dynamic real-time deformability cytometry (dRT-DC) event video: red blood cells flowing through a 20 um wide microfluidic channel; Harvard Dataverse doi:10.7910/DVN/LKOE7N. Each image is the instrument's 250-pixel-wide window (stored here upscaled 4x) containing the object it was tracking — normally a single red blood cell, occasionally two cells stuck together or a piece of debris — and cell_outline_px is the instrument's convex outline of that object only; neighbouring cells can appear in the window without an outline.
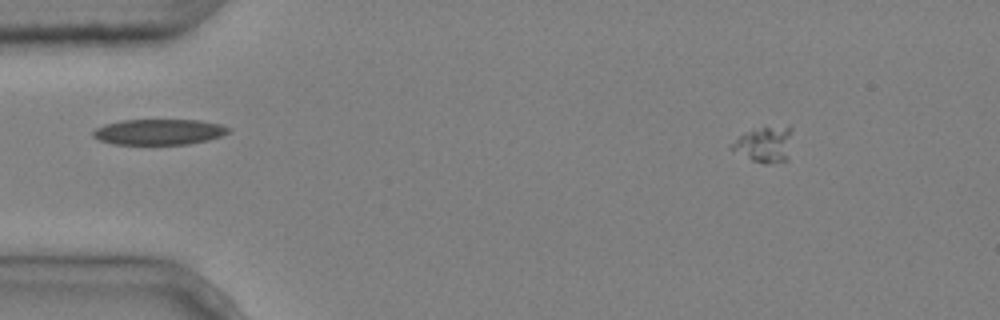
{"species": "common noctule bat (a hibernating species)", "species_latin": "Nyctalus noctula", "temperature_condition": "cold", "stored_images_in_passage": 3, "camera_frame_rate_fps": 3000, "um_per_image_px": 0.085, "animal": {"sex": "male", "body_mass_g": 20.4}, "frame": {"image": 1, "passage_image": 1, "time_ms": 0.0, "image_size_px": [1000, 320], "cell_outline_px": [[792, 128], [788, 160], [768, 164], [764, 164], [752, 160], [728, 148], [740, 136], [764, 124]], "centroid_in_image_um": [65.01, 12.26], "position_along_channel_um": 20.0, "area_um2": 12.72}}